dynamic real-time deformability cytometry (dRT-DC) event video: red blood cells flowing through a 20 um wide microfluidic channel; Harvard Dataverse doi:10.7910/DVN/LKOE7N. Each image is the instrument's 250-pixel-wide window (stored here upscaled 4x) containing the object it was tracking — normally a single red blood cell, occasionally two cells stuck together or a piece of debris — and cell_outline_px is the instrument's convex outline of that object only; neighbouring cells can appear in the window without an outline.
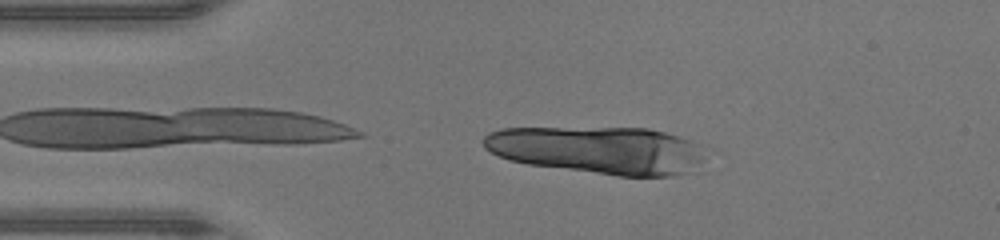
{"species": "human", "species_latin": "Homo sapiens", "temperature_condition": "warm", "stored_images_in_passage": 5, "camera_frame_rate_fps": 3000, "um_per_image_px": 0.085, "donor": {"sex": "male"}, "frame": {"image": 1, "passage_image": 1, "time_ms": 0.0, "image_size_px": [1000, 240], "cell_outline_px": [[708, 152], [700, 172], [676, 176], [616, 176], [528, 164], [508, 160], [484, 148], [484, 136], [488, 132], [500, 128], [648, 128], [664, 132], [692, 140], [700, 144]], "centroid_in_image_um": [51.0, 12.78], "position_along_channel_um": 34.0, "area_um2": 62.71}}